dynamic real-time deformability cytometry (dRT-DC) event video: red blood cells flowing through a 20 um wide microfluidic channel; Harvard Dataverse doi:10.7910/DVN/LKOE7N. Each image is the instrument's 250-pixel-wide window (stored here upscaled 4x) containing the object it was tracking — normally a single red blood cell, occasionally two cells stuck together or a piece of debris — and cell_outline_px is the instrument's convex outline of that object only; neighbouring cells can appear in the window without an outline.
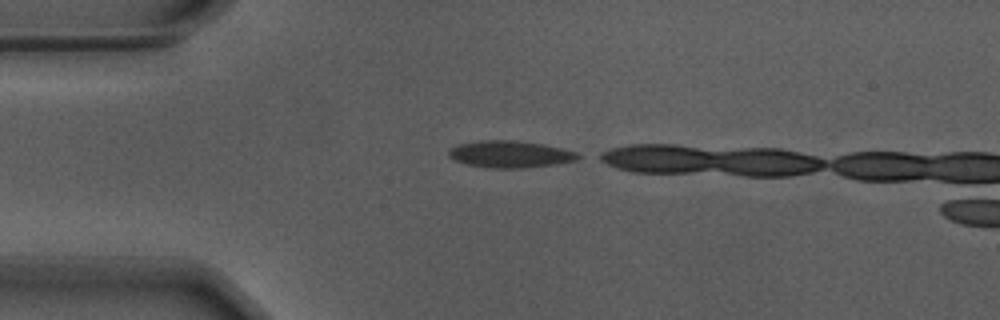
{"species": "Egyptian fruit bat (a non-hibernating species)", "species_latin": "Rousettus aegyptiacus", "temperature_condition": "warm", "stored_images_in_passage": 4, "camera_frame_rate_fps": 3000, "um_per_image_px": 0.085, "animal": {"sex": "male"}, "frame": {"image": 1, "passage_image": 1, "time_ms": 0.0, "image_size_px": [1000, 320], "cell_outline_px": [[584, 156], [576, 160], [556, 164], [520, 168], [492, 168], [468, 164], [456, 160], [448, 156], [448, 148], [456, 144], [480, 140], [512, 140], [544, 144], [576, 152]], "centroid_in_image_um": [43.35, 13.09], "position_along_channel_um": 41.7, "area_um2": 20.29}}